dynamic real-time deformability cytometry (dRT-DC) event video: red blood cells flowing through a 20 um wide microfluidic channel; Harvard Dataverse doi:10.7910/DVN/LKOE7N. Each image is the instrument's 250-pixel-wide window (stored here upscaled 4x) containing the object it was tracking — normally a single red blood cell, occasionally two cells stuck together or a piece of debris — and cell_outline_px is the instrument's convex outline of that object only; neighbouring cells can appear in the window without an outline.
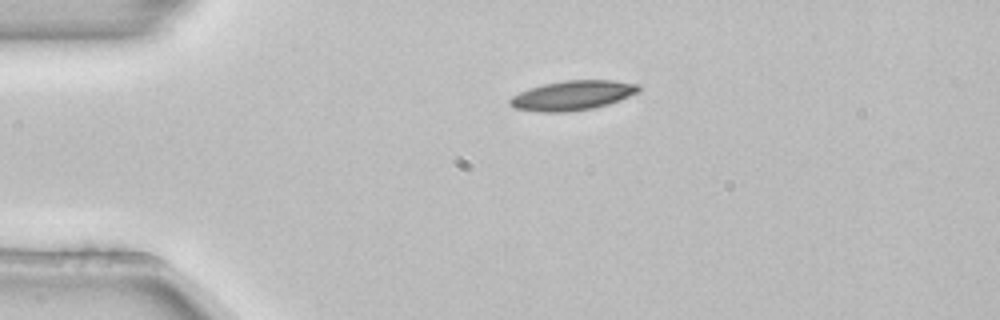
{"species": "common noctule bat (a hibernating species)", "species_latin": "Nyctalus noctula", "temperature_condition": "room temperature", "stored_images_in_passage": 2, "camera_frame_rate_fps": 3000, "um_per_image_px": 0.085, "animal": {"sex": "female", "body_mass_g": 22.7, "forearm_length_mm": 54.2}, "frame": {"image": 1, "passage_image": 1, "time_ms": 0.0, "image_size_px": [1000, 320], "cell_outline_px": [[640, 92], [620, 100], [608, 104], [592, 108], [568, 112], [540, 112], [516, 108], [508, 104], [508, 100], [512, 96], [528, 88], [544, 84], [564, 80], [612, 80], [640, 84]], "centroid_in_image_um": [48.68, 8.1], "position_along_channel_um": 36.3, "area_um2": 22.31}}